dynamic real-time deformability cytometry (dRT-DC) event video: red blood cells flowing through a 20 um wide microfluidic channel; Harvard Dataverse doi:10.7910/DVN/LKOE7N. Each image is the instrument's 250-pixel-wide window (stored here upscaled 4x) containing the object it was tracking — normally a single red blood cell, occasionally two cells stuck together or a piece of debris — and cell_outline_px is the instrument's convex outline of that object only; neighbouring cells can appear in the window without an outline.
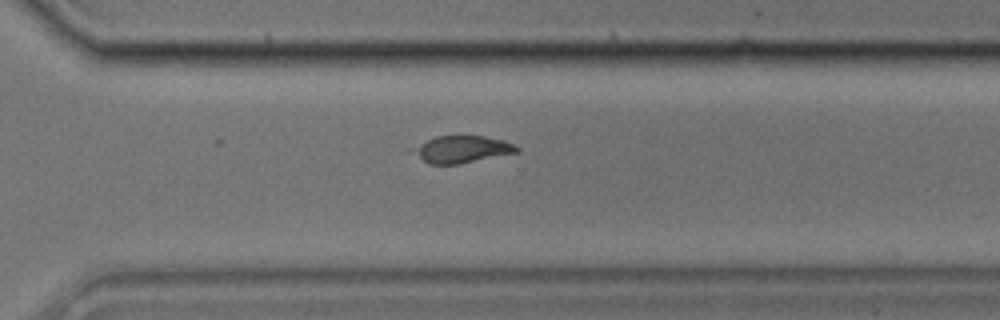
{"species": "common noctule bat (a hibernating species)", "species_latin": "Nyctalus noctula", "temperature_condition": "cold", "stored_images_in_passage": 11, "camera_frame_rate_fps": 3000, "um_per_image_px": 0.085, "animal": {"sex": "male", "body_mass_g": 17.9}, "frame": {"image": 1, "passage_image": 11, "time_ms": 3.333, "image_size_px": [1000, 320], "cell_outline_px": [[520, 152], [460, 164], [428, 164], [408, 152], [408, 148], [436, 136], [484, 136], [504, 140], [520, 148]], "centroid_in_image_um": [39.19, 12.7], "position_along_channel_um": 331.4, "area_um2": 16.76}}